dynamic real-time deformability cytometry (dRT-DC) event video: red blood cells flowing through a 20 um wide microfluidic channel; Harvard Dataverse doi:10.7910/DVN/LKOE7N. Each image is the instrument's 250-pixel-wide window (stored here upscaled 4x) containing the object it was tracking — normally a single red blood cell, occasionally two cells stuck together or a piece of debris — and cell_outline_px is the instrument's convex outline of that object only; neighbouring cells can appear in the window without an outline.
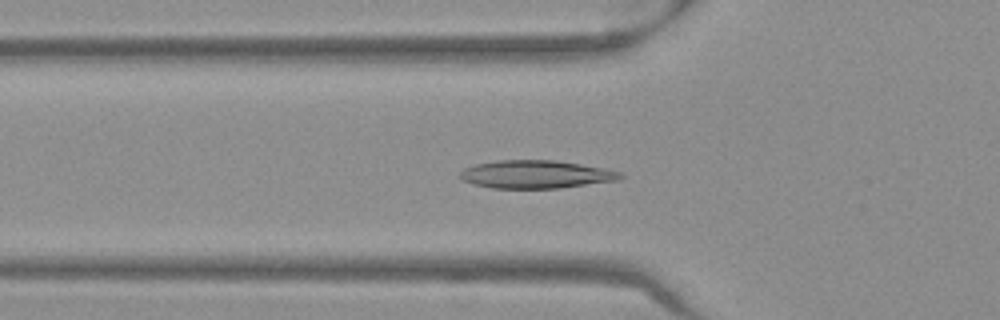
{"species": "Egyptian fruit bat (a non-hibernating species)", "species_latin": "Rousettus aegyptiacus", "temperature_condition": "warm", "stored_images_in_passage": 44, "camera_frame_rate_fps": 3000, "um_per_image_px": 0.085, "frame": {"image": 1, "passage_image": 10, "time_ms": 3.0, "image_size_px": [1000, 320], "cell_outline_px": [[624, 176], [620, 180], [560, 188], [492, 188], [472, 184], [460, 180], [460, 172], [464, 168], [476, 164], [500, 160], [556, 160], [604, 168], [620, 172]], "centroid_in_image_um": [45.54, 14.82], "position_along_channel_um": 80.3, "area_um2": 26.24}}
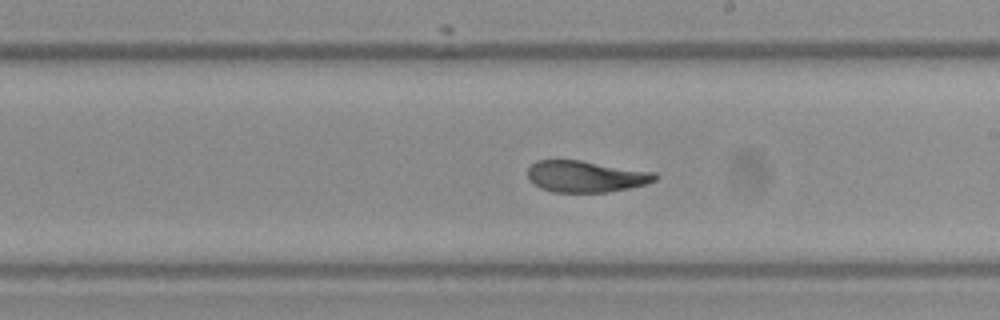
{"frame": {"image": 2, "passage_image": 22, "time_ms": 7.0, "image_size_px": [1000, 320], "cell_outline_px": [[660, 176], [656, 180], [644, 184], [628, 188], [608, 192], [552, 192], [540, 188], [532, 184], [528, 180], [528, 168], [536, 160], [580, 160], [656, 172]], "centroid_in_image_um": [49.78, 15.0], "position_along_channel_um": 239.2, "area_um2": 23.52}}
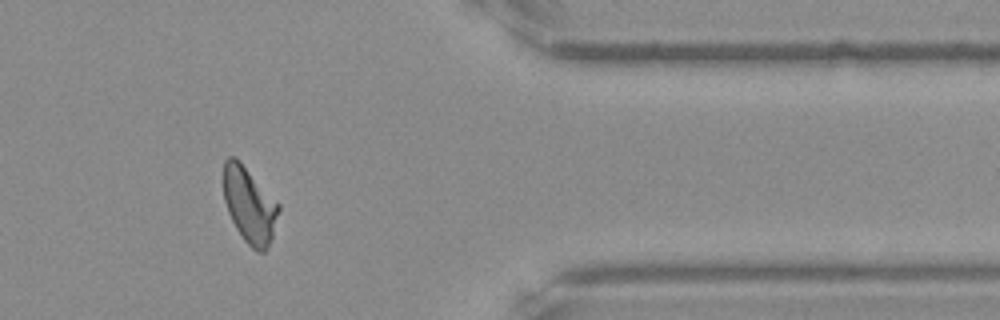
{"frame": {"image": 3, "passage_image": 35, "time_ms": 11.333, "image_size_px": [1000, 320], "cell_outline_px": [[280, 208], [272, 236], [268, 248], [264, 252], [256, 252], [244, 240], [236, 228], [228, 212], [224, 200], [224, 160], [228, 156], [236, 156], [240, 160], [280, 204]], "centroid_in_image_um": [21.2, 17.41], "position_along_channel_um": 390.2, "area_um2": 24.39}, "authors_computed_cell_mechanics": {"area_um2": 24.276, "velocity_mm_per_s": 3.9582, "shape_relaxation_time_tau1_ms": null, "shape_relaxation_time_tau2_ms": 2.1154, "deformation_change_tau1": null, "deformation_change_tau2": 0.0738}}